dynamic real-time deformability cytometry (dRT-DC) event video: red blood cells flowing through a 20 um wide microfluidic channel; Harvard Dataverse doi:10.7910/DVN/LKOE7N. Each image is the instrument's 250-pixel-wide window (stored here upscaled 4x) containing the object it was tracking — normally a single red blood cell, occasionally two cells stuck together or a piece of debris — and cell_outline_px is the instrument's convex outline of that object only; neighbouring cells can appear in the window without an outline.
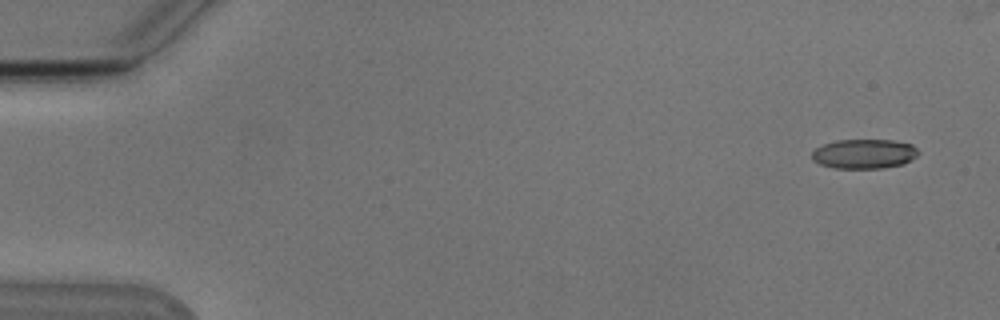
{"species": "Egyptian fruit bat (a non-hibernating species)", "species_latin": "Rousettus aegyptiacus", "temperature_condition": "cold", "stored_images_in_passage": 6, "camera_frame_rate_fps": 3000, "um_per_image_px": 0.085, "animal": {"sex": "male"}, "frame": {"image": 1, "passage_image": 1, "time_ms": 0.0, "image_size_px": [1000, 320], "cell_outline_px": [[920, 152], [912, 160], [904, 164], [884, 168], [832, 168], [820, 164], [812, 160], [812, 152], [816, 148], [824, 144], [836, 140], [892, 140], [912, 144]], "centroid_in_image_um": [73.47, 13.08], "position_along_channel_um": 11.5, "area_um2": 18.44}}